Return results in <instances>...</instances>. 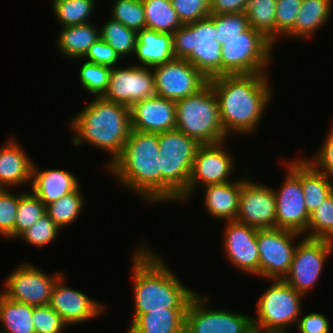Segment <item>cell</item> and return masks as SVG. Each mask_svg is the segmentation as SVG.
I'll use <instances>...</instances> for the list:
<instances>
[{"instance_id":"cell-10","label":"cell","mask_w":333,"mask_h":333,"mask_svg":"<svg viewBox=\"0 0 333 333\" xmlns=\"http://www.w3.org/2000/svg\"><path fill=\"white\" fill-rule=\"evenodd\" d=\"M289 163V164H288ZM286 178L279 189H274L276 198V228L304 234L307 232L310 215L306 209L301 185V159L289 160Z\"/></svg>"},{"instance_id":"cell-37","label":"cell","mask_w":333,"mask_h":333,"mask_svg":"<svg viewBox=\"0 0 333 333\" xmlns=\"http://www.w3.org/2000/svg\"><path fill=\"white\" fill-rule=\"evenodd\" d=\"M305 234L304 237L309 239H327L333 241V192L310 215Z\"/></svg>"},{"instance_id":"cell-43","label":"cell","mask_w":333,"mask_h":333,"mask_svg":"<svg viewBox=\"0 0 333 333\" xmlns=\"http://www.w3.org/2000/svg\"><path fill=\"white\" fill-rule=\"evenodd\" d=\"M10 189H0V234L15 239V221L19 203V194Z\"/></svg>"},{"instance_id":"cell-34","label":"cell","mask_w":333,"mask_h":333,"mask_svg":"<svg viewBox=\"0 0 333 333\" xmlns=\"http://www.w3.org/2000/svg\"><path fill=\"white\" fill-rule=\"evenodd\" d=\"M80 189L79 186L75 191L46 206V213L60 229L76 221L82 213L85 200Z\"/></svg>"},{"instance_id":"cell-47","label":"cell","mask_w":333,"mask_h":333,"mask_svg":"<svg viewBox=\"0 0 333 333\" xmlns=\"http://www.w3.org/2000/svg\"><path fill=\"white\" fill-rule=\"evenodd\" d=\"M315 158V159H314ZM311 160V161H309ZM307 160L316 170L333 179V125L327 134L320 150L314 155L313 160Z\"/></svg>"},{"instance_id":"cell-40","label":"cell","mask_w":333,"mask_h":333,"mask_svg":"<svg viewBox=\"0 0 333 333\" xmlns=\"http://www.w3.org/2000/svg\"><path fill=\"white\" fill-rule=\"evenodd\" d=\"M209 18L214 22L216 27L215 39L220 44L236 37V35L243 33L250 27L246 12L210 14Z\"/></svg>"},{"instance_id":"cell-23","label":"cell","mask_w":333,"mask_h":333,"mask_svg":"<svg viewBox=\"0 0 333 333\" xmlns=\"http://www.w3.org/2000/svg\"><path fill=\"white\" fill-rule=\"evenodd\" d=\"M40 170L34 163L30 190L45 206L75 191L81 185L74 174L63 169Z\"/></svg>"},{"instance_id":"cell-30","label":"cell","mask_w":333,"mask_h":333,"mask_svg":"<svg viewBox=\"0 0 333 333\" xmlns=\"http://www.w3.org/2000/svg\"><path fill=\"white\" fill-rule=\"evenodd\" d=\"M33 306L8 299L0 293V333H35L32 322Z\"/></svg>"},{"instance_id":"cell-35","label":"cell","mask_w":333,"mask_h":333,"mask_svg":"<svg viewBox=\"0 0 333 333\" xmlns=\"http://www.w3.org/2000/svg\"><path fill=\"white\" fill-rule=\"evenodd\" d=\"M94 0H53L52 8L62 27L89 23Z\"/></svg>"},{"instance_id":"cell-38","label":"cell","mask_w":333,"mask_h":333,"mask_svg":"<svg viewBox=\"0 0 333 333\" xmlns=\"http://www.w3.org/2000/svg\"><path fill=\"white\" fill-rule=\"evenodd\" d=\"M111 69L85 60L79 70V79L85 91L94 97H103L109 85Z\"/></svg>"},{"instance_id":"cell-48","label":"cell","mask_w":333,"mask_h":333,"mask_svg":"<svg viewBox=\"0 0 333 333\" xmlns=\"http://www.w3.org/2000/svg\"><path fill=\"white\" fill-rule=\"evenodd\" d=\"M300 333H331L329 320L320 313H309L302 317L300 315L296 324Z\"/></svg>"},{"instance_id":"cell-15","label":"cell","mask_w":333,"mask_h":333,"mask_svg":"<svg viewBox=\"0 0 333 333\" xmlns=\"http://www.w3.org/2000/svg\"><path fill=\"white\" fill-rule=\"evenodd\" d=\"M62 273L49 276L35 265L24 262L8 275L1 293L8 299L32 306L49 305L53 287Z\"/></svg>"},{"instance_id":"cell-5","label":"cell","mask_w":333,"mask_h":333,"mask_svg":"<svg viewBox=\"0 0 333 333\" xmlns=\"http://www.w3.org/2000/svg\"><path fill=\"white\" fill-rule=\"evenodd\" d=\"M161 159V202L187 201L188 181L201 145L178 129L158 134Z\"/></svg>"},{"instance_id":"cell-11","label":"cell","mask_w":333,"mask_h":333,"mask_svg":"<svg viewBox=\"0 0 333 333\" xmlns=\"http://www.w3.org/2000/svg\"><path fill=\"white\" fill-rule=\"evenodd\" d=\"M209 298L196 293L185 314V333H255L252 317L229 310H211Z\"/></svg>"},{"instance_id":"cell-25","label":"cell","mask_w":333,"mask_h":333,"mask_svg":"<svg viewBox=\"0 0 333 333\" xmlns=\"http://www.w3.org/2000/svg\"><path fill=\"white\" fill-rule=\"evenodd\" d=\"M139 66L152 68L175 59L173 36L144 28L137 32L135 53Z\"/></svg>"},{"instance_id":"cell-31","label":"cell","mask_w":333,"mask_h":333,"mask_svg":"<svg viewBox=\"0 0 333 333\" xmlns=\"http://www.w3.org/2000/svg\"><path fill=\"white\" fill-rule=\"evenodd\" d=\"M146 28L173 34L183 24L174 10L171 0H142Z\"/></svg>"},{"instance_id":"cell-33","label":"cell","mask_w":333,"mask_h":333,"mask_svg":"<svg viewBox=\"0 0 333 333\" xmlns=\"http://www.w3.org/2000/svg\"><path fill=\"white\" fill-rule=\"evenodd\" d=\"M100 38L108 43L122 59L134 55L137 43V32L122 23L109 18L100 27Z\"/></svg>"},{"instance_id":"cell-7","label":"cell","mask_w":333,"mask_h":333,"mask_svg":"<svg viewBox=\"0 0 333 333\" xmlns=\"http://www.w3.org/2000/svg\"><path fill=\"white\" fill-rule=\"evenodd\" d=\"M176 129L200 144H214L227 140L221 124L218 99L208 82L196 94L175 102Z\"/></svg>"},{"instance_id":"cell-12","label":"cell","mask_w":333,"mask_h":333,"mask_svg":"<svg viewBox=\"0 0 333 333\" xmlns=\"http://www.w3.org/2000/svg\"><path fill=\"white\" fill-rule=\"evenodd\" d=\"M304 235L281 228L258 229L259 276L264 279H284L288 274L297 245L294 240Z\"/></svg>"},{"instance_id":"cell-8","label":"cell","mask_w":333,"mask_h":333,"mask_svg":"<svg viewBox=\"0 0 333 333\" xmlns=\"http://www.w3.org/2000/svg\"><path fill=\"white\" fill-rule=\"evenodd\" d=\"M273 282L257 301V315L252 317L255 333H286L290 325L297 324L302 313L303 294L284 279Z\"/></svg>"},{"instance_id":"cell-20","label":"cell","mask_w":333,"mask_h":333,"mask_svg":"<svg viewBox=\"0 0 333 333\" xmlns=\"http://www.w3.org/2000/svg\"><path fill=\"white\" fill-rule=\"evenodd\" d=\"M64 274L56 281L49 305L66 325H75L103 314L106 306L79 290L65 286Z\"/></svg>"},{"instance_id":"cell-3","label":"cell","mask_w":333,"mask_h":333,"mask_svg":"<svg viewBox=\"0 0 333 333\" xmlns=\"http://www.w3.org/2000/svg\"><path fill=\"white\" fill-rule=\"evenodd\" d=\"M161 159L157 133L131 130L121 154L108 167L119 184L155 204L161 202Z\"/></svg>"},{"instance_id":"cell-16","label":"cell","mask_w":333,"mask_h":333,"mask_svg":"<svg viewBox=\"0 0 333 333\" xmlns=\"http://www.w3.org/2000/svg\"><path fill=\"white\" fill-rule=\"evenodd\" d=\"M120 67V68H119ZM155 95V82L152 68L139 66L111 69L109 85L103 98L127 107Z\"/></svg>"},{"instance_id":"cell-2","label":"cell","mask_w":333,"mask_h":333,"mask_svg":"<svg viewBox=\"0 0 333 333\" xmlns=\"http://www.w3.org/2000/svg\"><path fill=\"white\" fill-rule=\"evenodd\" d=\"M135 250L131 261L135 309L130 325L140 315L152 311L187 309L196 292L186 288L147 245Z\"/></svg>"},{"instance_id":"cell-18","label":"cell","mask_w":333,"mask_h":333,"mask_svg":"<svg viewBox=\"0 0 333 333\" xmlns=\"http://www.w3.org/2000/svg\"><path fill=\"white\" fill-rule=\"evenodd\" d=\"M236 221L257 229L276 228L274 188L244 177Z\"/></svg>"},{"instance_id":"cell-32","label":"cell","mask_w":333,"mask_h":333,"mask_svg":"<svg viewBox=\"0 0 333 333\" xmlns=\"http://www.w3.org/2000/svg\"><path fill=\"white\" fill-rule=\"evenodd\" d=\"M276 2L249 0L246 10L249 26L260 31L273 44H276Z\"/></svg>"},{"instance_id":"cell-45","label":"cell","mask_w":333,"mask_h":333,"mask_svg":"<svg viewBox=\"0 0 333 333\" xmlns=\"http://www.w3.org/2000/svg\"><path fill=\"white\" fill-rule=\"evenodd\" d=\"M171 3L183 25L210 15L211 0H171Z\"/></svg>"},{"instance_id":"cell-36","label":"cell","mask_w":333,"mask_h":333,"mask_svg":"<svg viewBox=\"0 0 333 333\" xmlns=\"http://www.w3.org/2000/svg\"><path fill=\"white\" fill-rule=\"evenodd\" d=\"M46 213V206L31 191L19 193V203L15 221V238L30 228Z\"/></svg>"},{"instance_id":"cell-46","label":"cell","mask_w":333,"mask_h":333,"mask_svg":"<svg viewBox=\"0 0 333 333\" xmlns=\"http://www.w3.org/2000/svg\"><path fill=\"white\" fill-rule=\"evenodd\" d=\"M87 61L113 68L119 63L121 58L116 51L104 40L99 38L90 47L86 55L82 58Z\"/></svg>"},{"instance_id":"cell-22","label":"cell","mask_w":333,"mask_h":333,"mask_svg":"<svg viewBox=\"0 0 333 333\" xmlns=\"http://www.w3.org/2000/svg\"><path fill=\"white\" fill-rule=\"evenodd\" d=\"M12 138L0 147V189L31 184L32 181L34 160L30 159L17 139Z\"/></svg>"},{"instance_id":"cell-14","label":"cell","mask_w":333,"mask_h":333,"mask_svg":"<svg viewBox=\"0 0 333 333\" xmlns=\"http://www.w3.org/2000/svg\"><path fill=\"white\" fill-rule=\"evenodd\" d=\"M152 70L155 95L174 102L196 94L208 83V79L186 59L175 58Z\"/></svg>"},{"instance_id":"cell-42","label":"cell","mask_w":333,"mask_h":333,"mask_svg":"<svg viewBox=\"0 0 333 333\" xmlns=\"http://www.w3.org/2000/svg\"><path fill=\"white\" fill-rule=\"evenodd\" d=\"M303 0H277L276 2V43L280 37L295 38V22Z\"/></svg>"},{"instance_id":"cell-28","label":"cell","mask_w":333,"mask_h":333,"mask_svg":"<svg viewBox=\"0 0 333 333\" xmlns=\"http://www.w3.org/2000/svg\"><path fill=\"white\" fill-rule=\"evenodd\" d=\"M301 185L308 214L311 215L333 192V181L316 170L307 158L301 159Z\"/></svg>"},{"instance_id":"cell-41","label":"cell","mask_w":333,"mask_h":333,"mask_svg":"<svg viewBox=\"0 0 333 333\" xmlns=\"http://www.w3.org/2000/svg\"><path fill=\"white\" fill-rule=\"evenodd\" d=\"M60 228L45 213L34 225L22 232L17 239H24L27 244L35 247H43L53 241L60 232Z\"/></svg>"},{"instance_id":"cell-6","label":"cell","mask_w":333,"mask_h":333,"mask_svg":"<svg viewBox=\"0 0 333 333\" xmlns=\"http://www.w3.org/2000/svg\"><path fill=\"white\" fill-rule=\"evenodd\" d=\"M172 36L176 59H186L208 80L222 76L221 44L209 17L182 25Z\"/></svg>"},{"instance_id":"cell-9","label":"cell","mask_w":333,"mask_h":333,"mask_svg":"<svg viewBox=\"0 0 333 333\" xmlns=\"http://www.w3.org/2000/svg\"><path fill=\"white\" fill-rule=\"evenodd\" d=\"M275 45L249 27L221 44L222 75L267 73Z\"/></svg>"},{"instance_id":"cell-13","label":"cell","mask_w":333,"mask_h":333,"mask_svg":"<svg viewBox=\"0 0 333 333\" xmlns=\"http://www.w3.org/2000/svg\"><path fill=\"white\" fill-rule=\"evenodd\" d=\"M333 252V241L303 238L296 247L290 270L284 280L296 291L307 295L319 279L324 262Z\"/></svg>"},{"instance_id":"cell-24","label":"cell","mask_w":333,"mask_h":333,"mask_svg":"<svg viewBox=\"0 0 333 333\" xmlns=\"http://www.w3.org/2000/svg\"><path fill=\"white\" fill-rule=\"evenodd\" d=\"M242 180L205 186V211L215 219L236 220L240 201Z\"/></svg>"},{"instance_id":"cell-27","label":"cell","mask_w":333,"mask_h":333,"mask_svg":"<svg viewBox=\"0 0 333 333\" xmlns=\"http://www.w3.org/2000/svg\"><path fill=\"white\" fill-rule=\"evenodd\" d=\"M100 38V28L93 23L63 27L57 39L59 51L67 58L81 60L89 47Z\"/></svg>"},{"instance_id":"cell-39","label":"cell","mask_w":333,"mask_h":333,"mask_svg":"<svg viewBox=\"0 0 333 333\" xmlns=\"http://www.w3.org/2000/svg\"><path fill=\"white\" fill-rule=\"evenodd\" d=\"M114 2L111 10L112 16L110 18L136 32L146 28V18L142 0H116Z\"/></svg>"},{"instance_id":"cell-29","label":"cell","mask_w":333,"mask_h":333,"mask_svg":"<svg viewBox=\"0 0 333 333\" xmlns=\"http://www.w3.org/2000/svg\"><path fill=\"white\" fill-rule=\"evenodd\" d=\"M333 0H303L295 22V38H310L327 23Z\"/></svg>"},{"instance_id":"cell-19","label":"cell","mask_w":333,"mask_h":333,"mask_svg":"<svg viewBox=\"0 0 333 333\" xmlns=\"http://www.w3.org/2000/svg\"><path fill=\"white\" fill-rule=\"evenodd\" d=\"M257 230L236 220L227 221L222 239L225 256L233 263V267L252 276L259 275Z\"/></svg>"},{"instance_id":"cell-21","label":"cell","mask_w":333,"mask_h":333,"mask_svg":"<svg viewBox=\"0 0 333 333\" xmlns=\"http://www.w3.org/2000/svg\"><path fill=\"white\" fill-rule=\"evenodd\" d=\"M130 117L134 131L163 133L176 128V104L154 95L131 106Z\"/></svg>"},{"instance_id":"cell-4","label":"cell","mask_w":333,"mask_h":333,"mask_svg":"<svg viewBox=\"0 0 333 333\" xmlns=\"http://www.w3.org/2000/svg\"><path fill=\"white\" fill-rule=\"evenodd\" d=\"M73 145L90 143L110 153L107 167L121 154L132 127L130 108L126 105L95 97L76 117L71 118Z\"/></svg>"},{"instance_id":"cell-26","label":"cell","mask_w":333,"mask_h":333,"mask_svg":"<svg viewBox=\"0 0 333 333\" xmlns=\"http://www.w3.org/2000/svg\"><path fill=\"white\" fill-rule=\"evenodd\" d=\"M186 309H166L140 315L126 333H185Z\"/></svg>"},{"instance_id":"cell-1","label":"cell","mask_w":333,"mask_h":333,"mask_svg":"<svg viewBox=\"0 0 333 333\" xmlns=\"http://www.w3.org/2000/svg\"><path fill=\"white\" fill-rule=\"evenodd\" d=\"M268 80L267 73L222 75L208 80L218 99L227 136L230 132L251 134L259 126L273 96Z\"/></svg>"},{"instance_id":"cell-17","label":"cell","mask_w":333,"mask_h":333,"mask_svg":"<svg viewBox=\"0 0 333 333\" xmlns=\"http://www.w3.org/2000/svg\"><path fill=\"white\" fill-rule=\"evenodd\" d=\"M224 143L222 141L199 146L188 181V198L198 185L205 187L231 182L230 176L236 164L232 154L224 149Z\"/></svg>"},{"instance_id":"cell-44","label":"cell","mask_w":333,"mask_h":333,"mask_svg":"<svg viewBox=\"0 0 333 333\" xmlns=\"http://www.w3.org/2000/svg\"><path fill=\"white\" fill-rule=\"evenodd\" d=\"M32 322L35 333H62L67 326L50 306H33Z\"/></svg>"},{"instance_id":"cell-49","label":"cell","mask_w":333,"mask_h":333,"mask_svg":"<svg viewBox=\"0 0 333 333\" xmlns=\"http://www.w3.org/2000/svg\"><path fill=\"white\" fill-rule=\"evenodd\" d=\"M249 0H211L210 14L246 12Z\"/></svg>"}]
</instances>
